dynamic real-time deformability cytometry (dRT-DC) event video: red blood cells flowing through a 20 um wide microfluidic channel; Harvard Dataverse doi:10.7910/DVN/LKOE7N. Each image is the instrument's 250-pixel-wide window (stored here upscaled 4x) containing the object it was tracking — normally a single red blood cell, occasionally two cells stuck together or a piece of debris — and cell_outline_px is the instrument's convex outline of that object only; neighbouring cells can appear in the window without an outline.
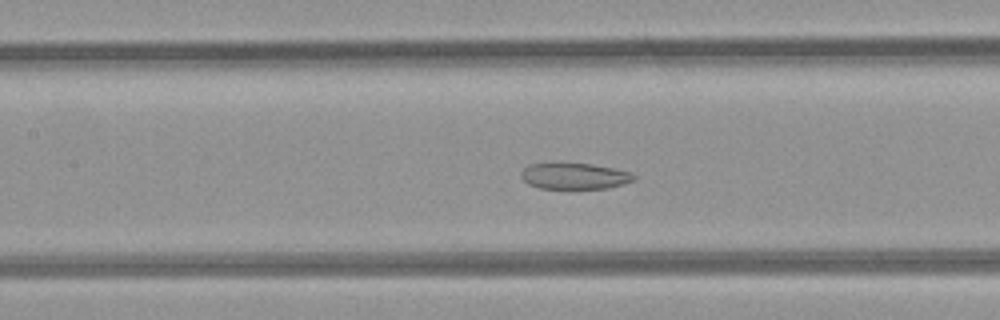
{"species": "common noctule bat (a hibernating species)", "species_latin": "Nyctalus noctula", "temperature_condition": "room temperature", "stored_images_in_passage": 47, "camera_frame_rate_fps": 3000, "um_per_image_px": 0.085, "animal": {"sex": "female", "body_mass_g": 21.9}, "frame": {"image": 1, "passage_image": 20, "time_ms": 6.333, "image_size_px": [1000, 320], "cell_outline_px": [[636, 180], [624, 184], [608, 188], [540, 188], [528, 184], [520, 176], [520, 172], [528, 164], [592, 164], [632, 172], [636, 176]], "centroid_in_image_um": [48.86, 14.97], "position_along_channel_um": 158.5, "area_um2": 17.05}}
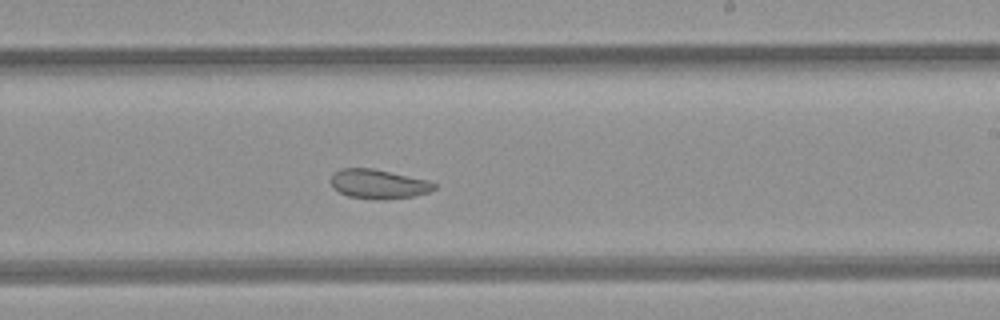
{"frame": {"image": 2, "passage_image": 27, "time_ms": 8.667, "image_size_px": [1000, 320], "cell_outline_px": [[436, 188], [428, 192], [412, 196], [384, 200], [380, 200], [348, 196], [340, 192], [332, 184], [332, 172], [340, 168], [372, 168], [428, 180], [436, 184]], "centroid_in_image_um": [32.17, 15.63], "position_along_channel_um": 256.8, "area_um2": 17.51}}
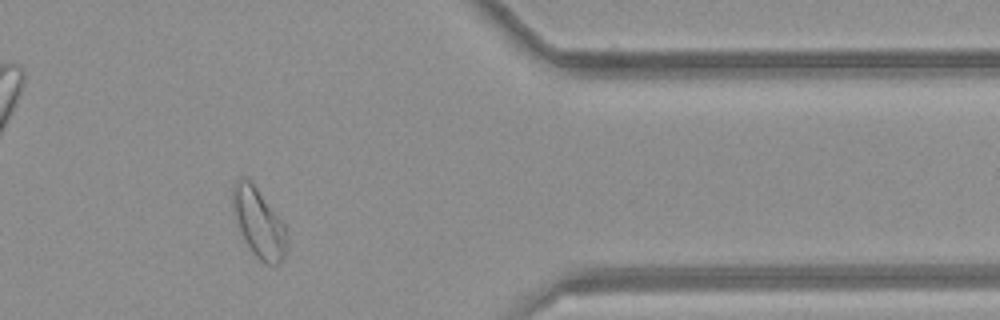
{"frame": {"image": 3, "passage_image": 38, "time_ms": 12.333, "image_size_px": [1000, 320], "cell_outline_px": [[288, 240], [284, 256], [280, 264], [268, 264], [260, 260], [252, 252], [236, 224], [232, 204], [232, 184], [240, 176], [248, 176], [284, 224], [288, 236]], "centroid_in_image_um": [21.97, 18.89], "position_along_channel_um": 389.4, "area_um2": 21.96}, "authors_computed_cell_mechanics": {"area_um2": 23.0044, "velocity_mm_per_s": 4.2231, "shape_relaxation_time_tau1_ms": null, "shape_relaxation_time_tau2_ms": 2.7934, "deformation_change_tau1": null, "deformation_change_tau2": 0.0906}}